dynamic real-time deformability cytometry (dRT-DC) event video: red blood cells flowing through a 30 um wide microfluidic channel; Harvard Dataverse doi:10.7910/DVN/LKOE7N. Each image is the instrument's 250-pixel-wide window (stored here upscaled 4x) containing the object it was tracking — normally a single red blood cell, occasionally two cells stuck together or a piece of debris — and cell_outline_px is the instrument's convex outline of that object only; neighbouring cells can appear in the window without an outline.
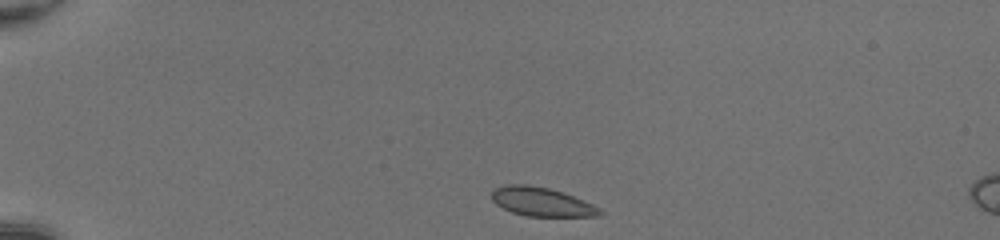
{"species": "common noctule bat (a hibernating species)", "species_latin": "Nyctalus noctula", "temperature_condition": "room temperature", "stored_images_in_passage": 39, "camera_frame_rate_fps": 3000, "um_per_image_px": 0.085, "animal": {"sex": "female", "body_mass_g": 20.0, "forearm_length_mm": 54.0}, "frame": {"image": 1, "passage_image": 1, "time_ms": 0.0, "image_size_px": [1000, 240], "cell_outline_px": [[604, 212], [600, 216], [528, 216], [512, 212], [496, 204], [492, 200], [492, 188], [508, 184], [528, 184], [548, 188], [572, 196], [592, 204], [600, 208]], "centroid_in_image_um": [46.01, 17.15], "position_along_channel_um": 39.0, "area_um2": 18.03}}
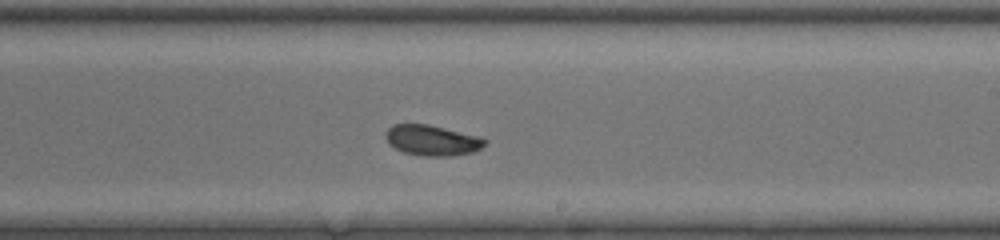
{"frame": {"image": 2, "passage_image": 21, "time_ms": 6.667, "image_size_px": [1000, 240], "cell_outline_px": [[488, 144], [472, 152], [452, 156], [424, 156], [404, 152], [388, 144], [384, 136], [384, 132], [392, 124], [428, 124], [480, 136], [488, 140]], "centroid_in_image_um": [36.73, 11.92], "position_along_channel_um": 252.3, "area_um2": 17.86}}
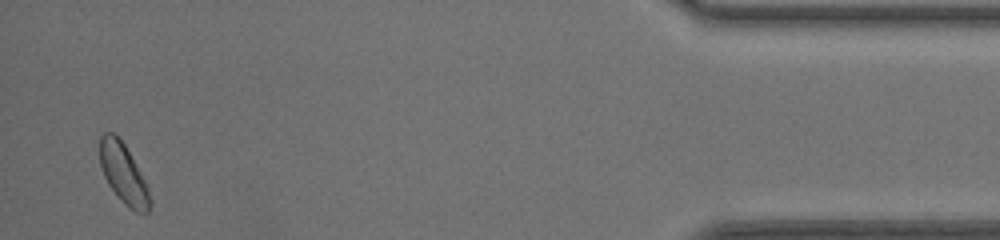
{"frame": {"image": 3, "passage_image": 38, "time_ms": 12.333, "image_size_px": [1000, 240], "cell_outline_px": [[152, 204], [148, 212], [136, 212], [128, 208], [120, 200], [108, 184], [104, 176], [100, 164], [100, 136], [104, 132], [112, 132], [124, 144], [148, 184], [152, 200]], "centroid_in_image_um": [10.52, 14.8], "position_along_channel_um": 424.7, "area_um2": 17.63}, "authors_computed_cell_mechanics": {"area_um2": 18.0336, "velocity_mm_per_s": 4.2014, "shape_relaxation_time_tau1_ms": 6.8714, "shape_relaxation_time_tau2_ms": null, "deformation_change_tau1": 0.1246, "deformation_change_tau2": null}}